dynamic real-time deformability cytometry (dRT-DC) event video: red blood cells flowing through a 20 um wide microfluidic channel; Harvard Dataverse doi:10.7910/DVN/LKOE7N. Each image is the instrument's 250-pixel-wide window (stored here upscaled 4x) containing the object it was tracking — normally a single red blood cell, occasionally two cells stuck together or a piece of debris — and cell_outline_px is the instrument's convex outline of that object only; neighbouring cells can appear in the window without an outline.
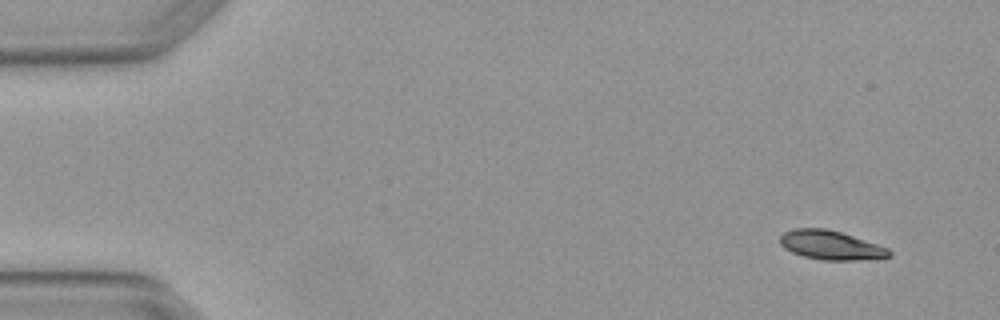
{"species": "Egyptian fruit bat (a non-hibernating species)", "species_latin": "Rousettus aegyptiacus", "temperature_condition": "warm", "stored_images_in_passage": 4, "camera_frame_rate_fps": 3000, "um_per_image_px": 0.085, "animal": {"sex": "female"}, "frame": {"image": 1, "passage_image": 1, "time_ms": 0.0, "image_size_px": [1000, 320], "cell_outline_px": [[892, 256], [876, 260], [820, 260], [804, 256], [792, 252], [784, 248], [780, 244], [780, 236], [784, 232], [792, 228], [824, 228], [840, 232], [888, 248], [892, 252]], "centroid_in_image_um": [70.63, 20.85], "position_along_channel_um": 14.4, "area_um2": 18.61}}
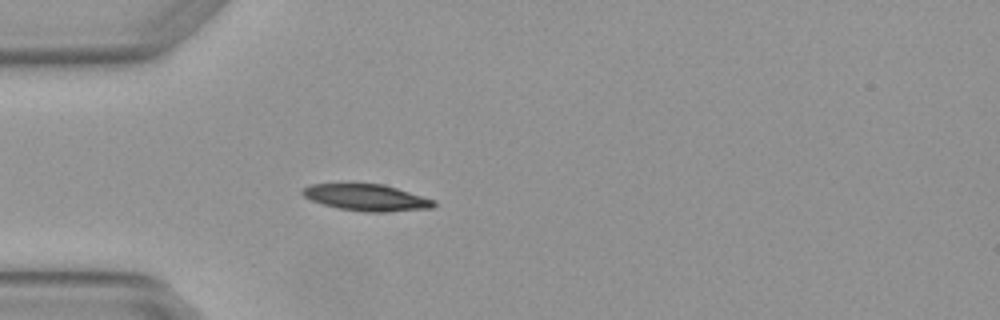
{"frame": {"image": 2, "passage_image": 4, "time_ms": 1.0, "image_size_px": [1000, 320], "cell_outline_px": [[436, 204], [432, 208], [388, 212], [364, 212], [340, 208], [324, 204], [312, 200], [304, 196], [300, 192], [304, 188], [312, 184], [384, 184], [436, 200]], "centroid_in_image_um": [31.21, 16.79], "position_along_channel_um": 53.8, "area_um2": 20.17}}